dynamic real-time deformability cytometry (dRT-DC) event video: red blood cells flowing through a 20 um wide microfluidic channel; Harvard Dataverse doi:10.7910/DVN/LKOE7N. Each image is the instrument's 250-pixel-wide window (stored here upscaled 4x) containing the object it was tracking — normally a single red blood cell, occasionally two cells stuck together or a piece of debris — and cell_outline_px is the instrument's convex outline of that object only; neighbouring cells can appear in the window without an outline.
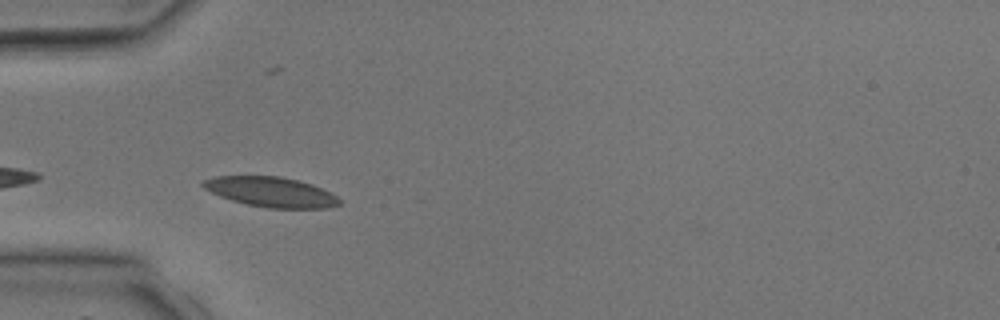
{"species": "common noctule bat (a hibernating species)", "species_latin": "Nyctalus noctula", "temperature_condition": "room temperature", "stored_images_in_passage": 4, "camera_frame_rate_fps": 3000, "um_per_image_px": 0.085, "animal": {"sex": "male", "body_mass_g": 17.9, "forearm_length_mm": 54.2}, "frame": {"image": 1, "passage_image": 2, "time_ms": 1.333, "image_size_px": [1000, 320], "cell_outline_px": [[340, 204], [328, 208], [268, 208], [248, 204], [232, 200], [220, 196], [204, 188], [200, 184], [204, 180], [216, 176], [280, 176], [300, 180], [312, 184], [336, 196], [340, 200]], "centroid_in_image_um": [23.03, 16.31], "position_along_channel_um": 62.0, "area_um2": 23.64}}
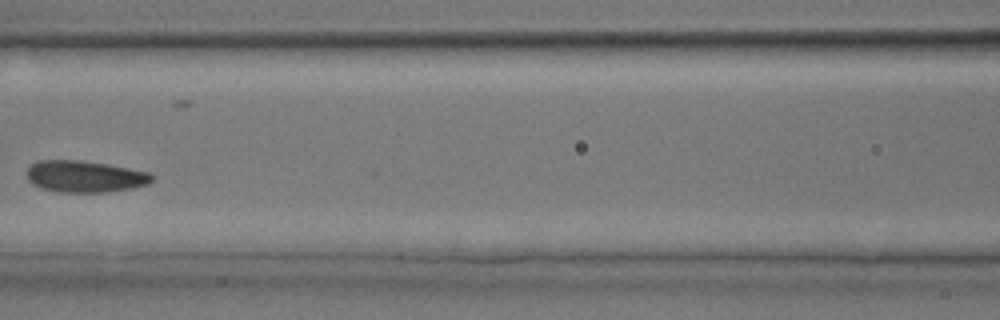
{"frame": {"image": 2, "passage_image": 4, "time_ms": 3.333, "image_size_px": [1000, 320], "cell_outline_px": [[152, 180], [148, 184], [132, 188], [108, 192], [60, 192], [40, 188], [32, 184], [28, 180], [28, 168], [36, 160], [80, 160], [128, 168], [148, 172], [152, 176]], "centroid_in_image_um": [7.18, 15.0], "position_along_channel_um": 159.4, "area_um2": 22.95}}